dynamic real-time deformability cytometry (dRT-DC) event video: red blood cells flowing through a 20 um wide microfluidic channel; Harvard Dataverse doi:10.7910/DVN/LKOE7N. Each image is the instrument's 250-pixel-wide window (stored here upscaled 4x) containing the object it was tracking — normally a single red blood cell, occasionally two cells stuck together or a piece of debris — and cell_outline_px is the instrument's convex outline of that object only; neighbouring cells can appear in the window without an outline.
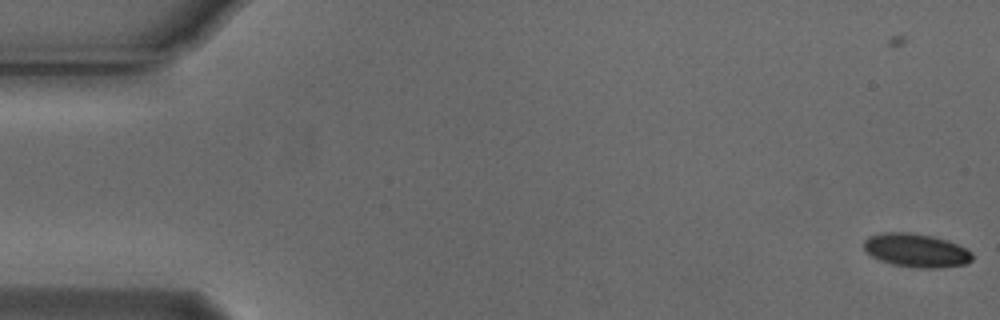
{"species": "Egyptian fruit bat (a non-hibernating species)", "species_latin": "Rousettus aegyptiacus", "temperature_condition": "cold", "stored_images_in_passage": 58, "camera_frame_rate_fps": 3000, "um_per_image_px": 0.085, "animal": {"sex": "male"}, "frame": {"image": 1, "passage_image": 4, "time_ms": 1.0, "image_size_px": [1000, 320], "cell_outline_px": [[972, 260], [964, 264], [940, 268], [916, 268], [892, 264], [880, 260], [872, 256], [864, 248], [864, 240], [868, 236], [884, 232], [908, 232], [932, 236], [948, 240], [968, 248], [972, 252]], "centroid_in_image_um": [77.9, 21.28], "position_along_channel_um": 7.1, "area_um2": 21.33}}
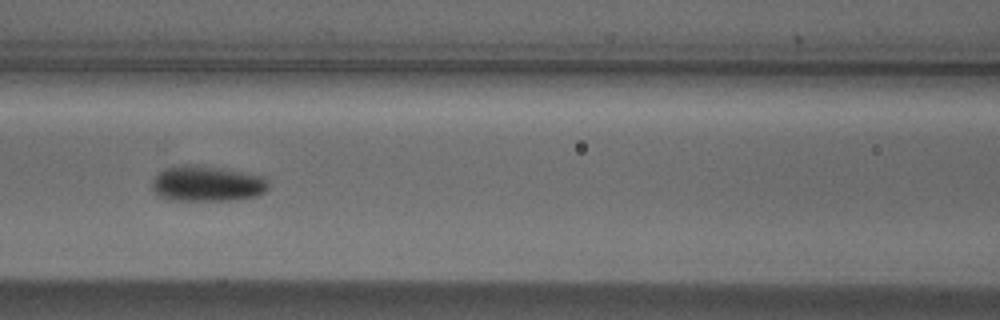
{"frame": {"image": 2, "passage_image": 27, "time_ms": 8.667, "image_size_px": [1000, 320], "cell_outline_px": [[268, 188], [264, 192], [256, 196], [232, 200], [164, 200], [152, 188], [152, 180], [164, 168], [184, 164], [216, 168], [264, 176], [268, 184]], "centroid_in_image_um": [17.57, 15.63], "position_along_channel_um": 149.0, "area_um2": 23.81}}
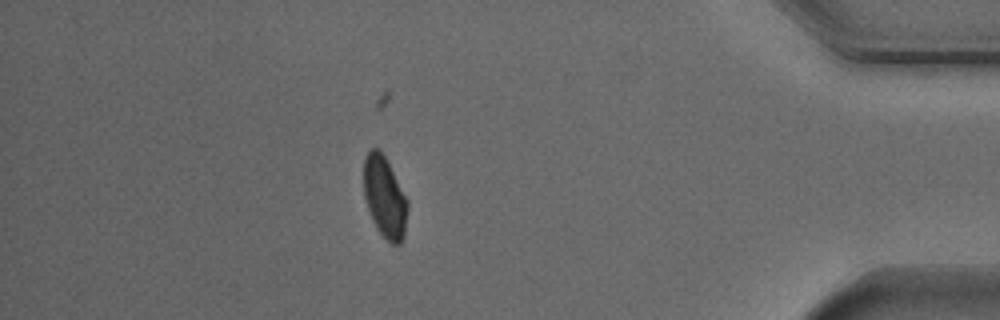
{"frame": {"image": 3, "passage_image": 51, "time_ms": 16.667, "image_size_px": [1000, 320], "cell_outline_px": [[408, 208], [404, 236], [400, 244], [392, 244], [376, 228], [372, 220], [364, 196], [364, 156], [372, 148], [376, 148], [384, 156], [408, 200]], "centroid_in_image_um": [32.7, 16.78], "position_along_channel_um": 402.5, "area_um2": 20.52}, "authors_computed_cell_mechanics": {"area_um2": 21.5594, "velocity_mm_per_s": 3.7508, "shape_relaxation_time_tau1_ms": 4.9251, "shape_relaxation_time_tau2_ms": null, "deformation_change_tau1": 0.1122, "deformation_change_tau2": null}}